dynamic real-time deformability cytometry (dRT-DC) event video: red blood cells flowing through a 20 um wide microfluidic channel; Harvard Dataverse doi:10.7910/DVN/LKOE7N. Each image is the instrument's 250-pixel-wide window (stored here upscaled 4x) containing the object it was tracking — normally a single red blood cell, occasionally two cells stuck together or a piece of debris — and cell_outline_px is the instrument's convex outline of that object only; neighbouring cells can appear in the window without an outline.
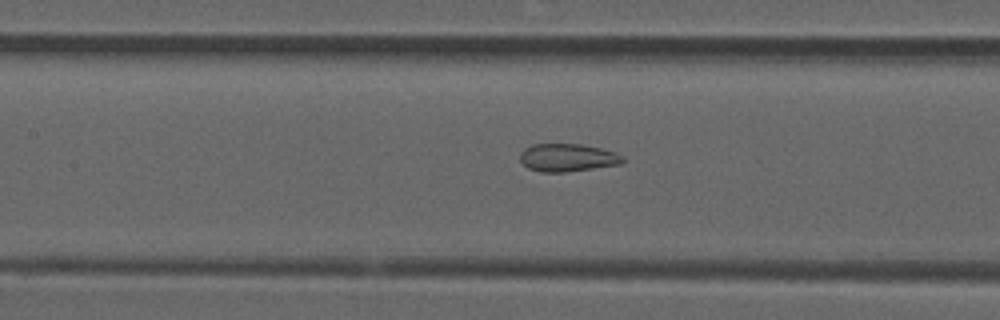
{"species": "common noctule bat (a hibernating species)", "species_latin": "Nyctalus noctula", "temperature_condition": "room temperature", "stored_images_in_passage": 48, "camera_frame_rate_fps": 3000, "um_per_image_px": 0.085, "animal": {"sex": "male", "forearm_length_mm": 52.5}, "frame": {"image": 1, "passage_image": 24, "time_ms": 7.667, "image_size_px": [1000, 320], "cell_outline_px": [[624, 160], [620, 164], [564, 172], [540, 172], [528, 168], [520, 160], [520, 152], [524, 148], [532, 144], [580, 144], [600, 148], [616, 152], [624, 156]], "centroid_in_image_um": [48.22, 13.39], "position_along_channel_um": 159.2, "area_um2": 16.65}}
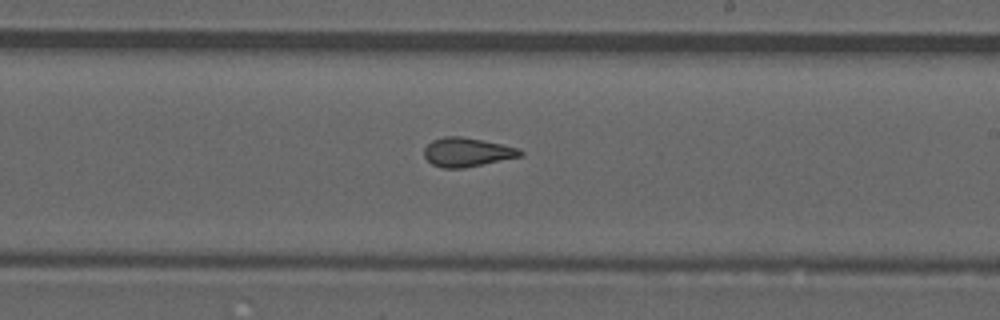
{"frame": {"image": 2, "passage_image": 31, "time_ms": 10.0, "image_size_px": [1000, 320], "cell_outline_px": [[524, 156], [464, 168], [440, 168], [432, 164], [424, 156], [424, 148], [432, 140], [444, 136], [460, 136], [484, 140], [520, 148], [524, 152]], "centroid_in_image_um": [39.73, 12.93], "position_along_channel_um": 249.3, "area_um2": 16.47}}
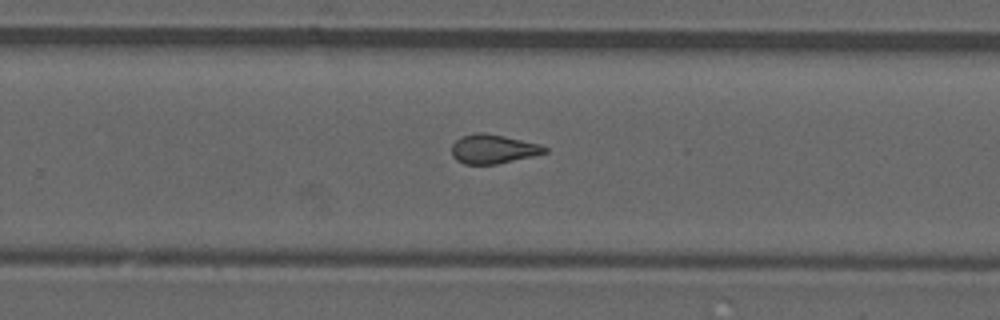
{"frame": {"image": 3, "passage_image": 34, "time_ms": 11.0, "image_size_px": [1000, 320], "cell_outline_px": [[548, 152], [532, 156], [496, 164], [464, 164], [456, 160], [452, 156], [452, 144], [460, 136], [476, 132], [484, 132], [504, 136], [540, 144], [548, 148]], "centroid_in_image_um": [41.89, 12.66], "position_along_channel_um": 287.9, "area_um2": 15.84}, "authors_computed_cell_mechanics": {"area_um2": 16.5597, "velocity_mm_per_s": 3.8733, "shape_relaxation_time_tau1_ms": null, "shape_relaxation_time_tau2_ms": 1.8246, "deformation_change_tau1": null, "deformation_change_tau2": 0.0919}}